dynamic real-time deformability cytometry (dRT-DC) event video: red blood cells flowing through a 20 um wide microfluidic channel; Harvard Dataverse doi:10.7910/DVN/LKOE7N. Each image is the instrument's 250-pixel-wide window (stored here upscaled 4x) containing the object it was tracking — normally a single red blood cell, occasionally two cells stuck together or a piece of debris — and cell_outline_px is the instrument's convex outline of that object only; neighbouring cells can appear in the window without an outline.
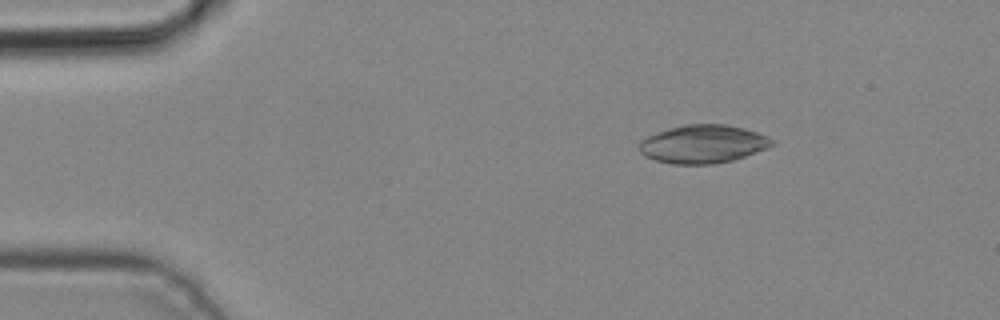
{"species": "common noctule bat (a hibernating species)", "species_latin": "Nyctalus noctula", "temperature_condition": "cold", "stored_images_in_passage": 5, "camera_frame_rate_fps": 3000, "um_per_image_px": 0.085, "animal": {"sex": "male", "body_mass_g": 19.2, "forearm_length_mm": 51.8}, "frame": {"image": 1, "passage_image": 2, "time_ms": 0.333, "image_size_px": [1000, 320], "cell_outline_px": [[776, 144], [768, 148], [732, 160], [712, 164], [672, 164], [656, 160], [644, 156], [640, 152], [640, 140], [648, 136], [668, 128], [684, 124], [724, 124], [744, 128], [768, 136]], "centroid_in_image_um": [59.76, 12.24], "position_along_channel_um": 25.2, "area_um2": 29.54}}
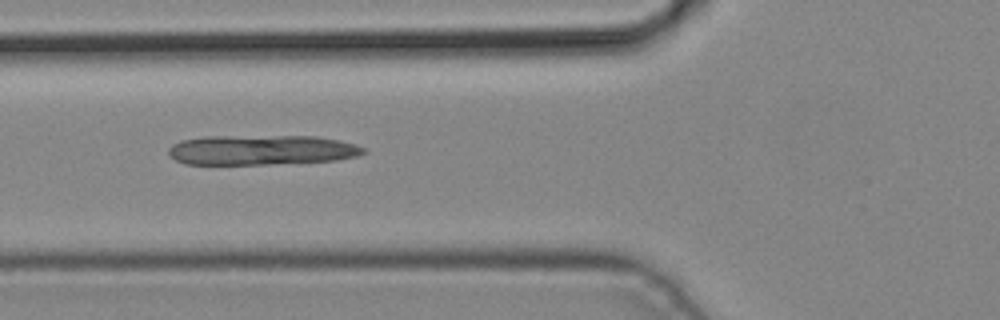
{"frame": {"image": 2, "passage_image": 4, "time_ms": 1.0, "image_size_px": [1000, 320], "cell_outline_px": [[368, 152], [356, 156], [336, 160], [268, 164], [184, 164], [176, 160], [168, 152], [168, 148], [172, 144], [180, 140], [208, 136], [316, 136], [340, 140], [356, 144], [364, 148]], "centroid_in_image_um": [22.23, 12.74], "position_along_channel_um": 103.6, "area_um2": 34.1}}
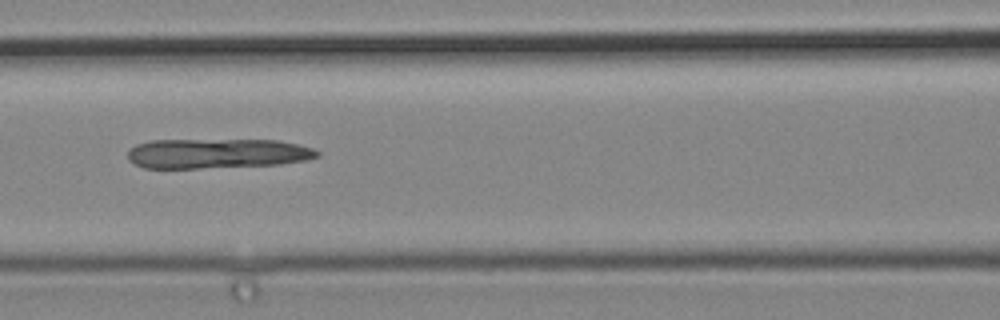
{"frame": {"image": 3, "passage_image": 5, "time_ms": 1.333, "image_size_px": [1000, 320], "cell_outline_px": [[320, 156], [308, 160], [280, 164], [200, 168], [144, 168], [128, 160], [128, 152], [136, 144], [152, 140], [280, 140], [312, 148], [320, 152]], "centroid_in_image_um": [18.47, 13.04], "position_along_channel_um": 148.1, "area_um2": 32.95}}